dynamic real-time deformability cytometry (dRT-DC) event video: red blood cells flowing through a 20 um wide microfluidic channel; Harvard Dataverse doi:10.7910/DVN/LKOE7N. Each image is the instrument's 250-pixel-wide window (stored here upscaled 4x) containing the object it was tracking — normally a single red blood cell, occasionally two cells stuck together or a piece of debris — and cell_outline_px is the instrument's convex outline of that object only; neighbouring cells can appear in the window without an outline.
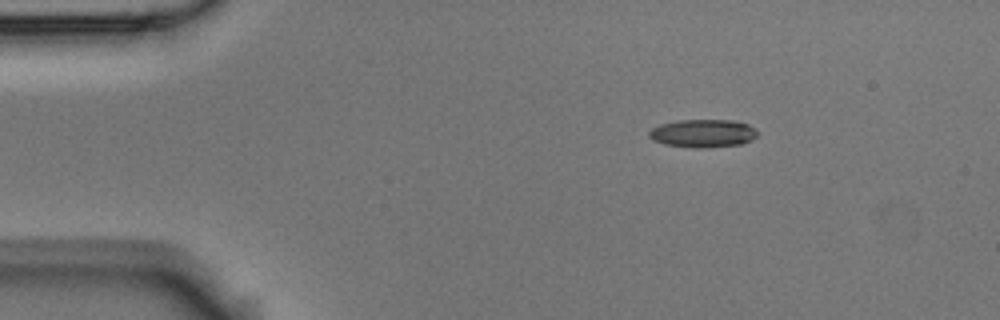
{"species": "Egyptian fruit bat (a non-hibernating species)", "species_latin": "Rousettus aegyptiacus", "temperature_condition": "room temperature", "stored_images_in_passage": 5, "camera_frame_rate_fps": 3000, "um_per_image_px": 0.085, "animal": {"sex": "male"}, "frame": {"image": 1, "passage_image": 2, "time_ms": 0.333, "image_size_px": [1000, 320], "cell_outline_px": [[760, 132], [752, 140], [744, 144], [708, 148], [692, 148], [664, 144], [652, 140], [648, 136], [648, 132], [652, 128], [660, 124], [676, 120], [732, 120], [748, 124]], "centroid_in_image_um": [59.76, 11.34], "position_along_channel_um": 25.2, "area_um2": 18.09}}